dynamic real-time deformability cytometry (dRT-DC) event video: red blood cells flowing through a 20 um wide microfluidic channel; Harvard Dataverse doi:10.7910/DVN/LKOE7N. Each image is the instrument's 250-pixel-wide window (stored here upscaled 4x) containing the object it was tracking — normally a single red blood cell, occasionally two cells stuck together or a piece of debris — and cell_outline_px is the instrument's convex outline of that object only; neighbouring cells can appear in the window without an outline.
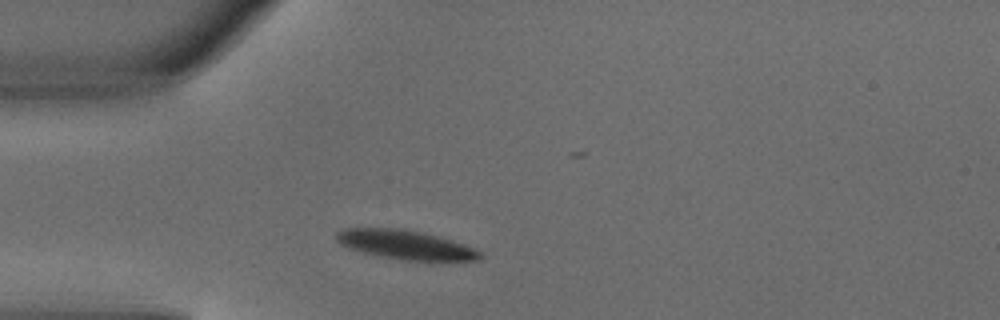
{"species": "common noctule bat (a hibernating species)", "species_latin": "Nyctalus noctula", "temperature_condition": "warm", "stored_images_in_passage": 1, "camera_frame_rate_fps": 3000, "um_per_image_px": 0.085, "animal": {"sex": "male", "body_mass_g": 18.8}, "frame": {"image": 1, "passage_image": 1, "time_ms": 0.0, "image_size_px": [1000, 320], "cell_outline_px": [[484, 256], [480, 260], [400, 260], [364, 252], [340, 244], [336, 240], [336, 232], [344, 228], [392, 228], [420, 232], [448, 240], [484, 252]], "centroid_in_image_um": [34.44, 20.81], "position_along_channel_um": 50.6, "area_um2": 23.7}}